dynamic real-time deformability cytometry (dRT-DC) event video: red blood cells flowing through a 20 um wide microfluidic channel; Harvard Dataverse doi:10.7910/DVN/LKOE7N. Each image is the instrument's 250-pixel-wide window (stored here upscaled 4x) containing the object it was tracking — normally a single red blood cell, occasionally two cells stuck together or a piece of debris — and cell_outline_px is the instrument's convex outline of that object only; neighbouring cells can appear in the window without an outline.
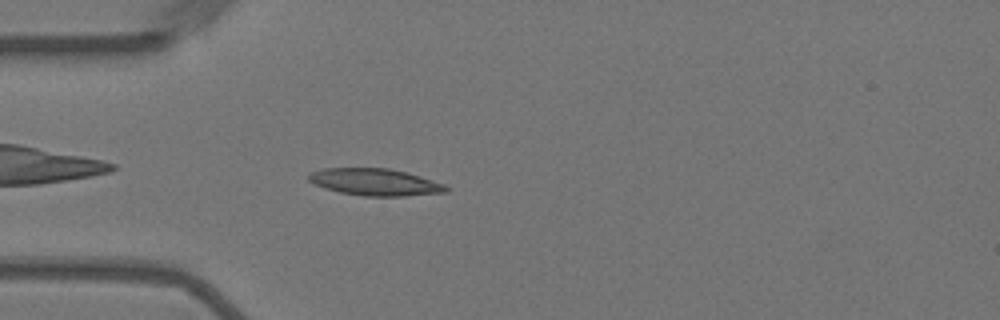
{"species": "Egyptian fruit bat (a non-hibernating species)", "species_latin": "Rousettus aegyptiacus", "temperature_condition": "warm", "stored_images_in_passage": 44, "camera_frame_rate_fps": 3000, "um_per_image_px": 0.085, "animal": {"sex": "female"}, "frame": {"image": 1, "passage_image": 4, "time_ms": 1.0, "image_size_px": [1000, 320], "cell_outline_px": [[448, 192], [404, 196], [364, 196], [340, 192], [324, 188], [308, 180], [308, 172], [324, 168], [388, 168], [404, 172], [444, 184], [448, 188]], "centroid_in_image_um": [31.83, 15.48], "position_along_channel_um": 53.2, "area_um2": 21.39}}
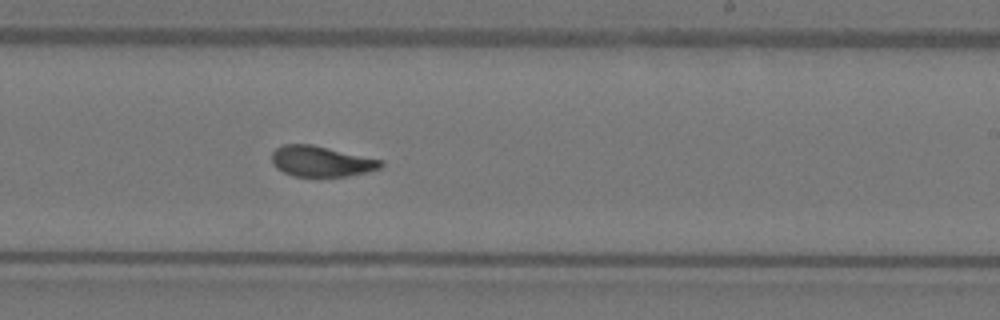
{"frame": {"image": 2, "passage_image": 22, "time_ms": 7.0, "image_size_px": [1000, 320], "cell_outline_px": [[384, 164], [380, 168], [348, 176], [292, 176], [276, 168], [272, 164], [272, 152], [276, 148], [284, 144], [312, 144], [384, 160]], "centroid_in_image_um": [27.29, 13.7], "position_along_channel_um": 261.7, "area_um2": 19.48}}
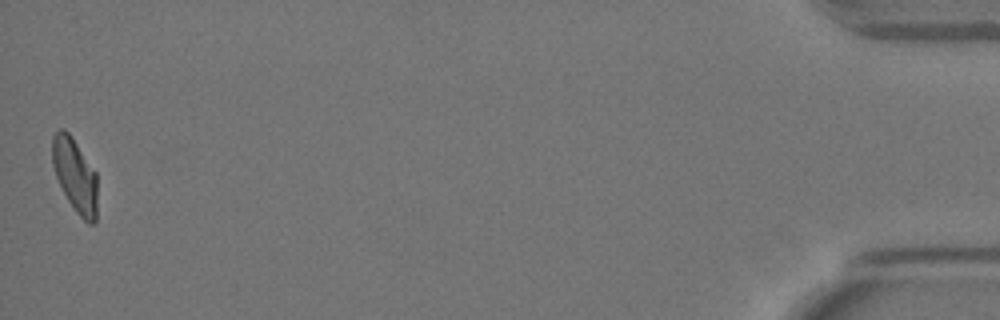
{"frame": {"image": 3, "passage_image": 44, "time_ms": 14.333, "image_size_px": [1000, 320], "cell_outline_px": [[96, 220], [92, 224], [88, 224], [76, 212], [68, 200], [56, 176], [52, 164], [52, 136], [60, 128], [64, 128], [68, 132], [96, 172]], "centroid_in_image_um": [6.36, 14.89], "position_along_channel_um": 428.8, "area_um2": 19.07}, "authors_computed_cell_mechanics": {"area_um2": 20.0855, "velocity_mm_per_s": 3.5862, "shape_relaxation_time_tau1_ms": 5.0772, "shape_relaxation_time_tau2_ms": 1.4421, "deformation_change_tau1": 0.1853, "deformation_change_tau2": 0.0711}}